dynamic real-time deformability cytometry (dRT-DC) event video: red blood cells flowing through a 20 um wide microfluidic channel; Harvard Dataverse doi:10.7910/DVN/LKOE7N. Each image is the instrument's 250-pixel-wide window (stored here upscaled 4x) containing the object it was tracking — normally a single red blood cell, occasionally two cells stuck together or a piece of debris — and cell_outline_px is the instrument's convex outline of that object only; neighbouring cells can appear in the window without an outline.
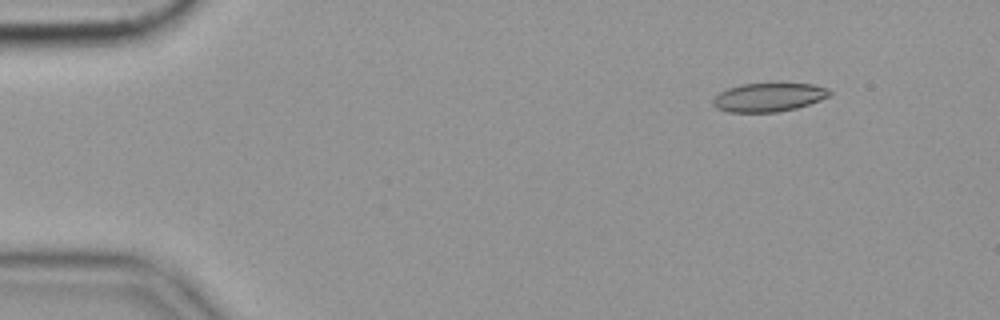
{"species": "common noctule bat (a hibernating species)", "species_latin": "Nyctalus noctula", "temperature_condition": "cold", "stored_images_in_passage": 51, "camera_frame_rate_fps": 3000, "um_per_image_px": 0.085, "animal": {"sex": "female", "body_mass_g": 19.9}, "frame": {"image": 1, "passage_image": 1, "time_ms": 0.0, "image_size_px": [1000, 320], "cell_outline_px": [[832, 92], [828, 96], [820, 100], [796, 108], [776, 112], [728, 112], [716, 108], [712, 104], [712, 100], [720, 92], [728, 88], [740, 84], [812, 84], [828, 88]], "centroid_in_image_um": [65.31, 8.27], "position_along_channel_um": 19.7, "area_um2": 19.31}}
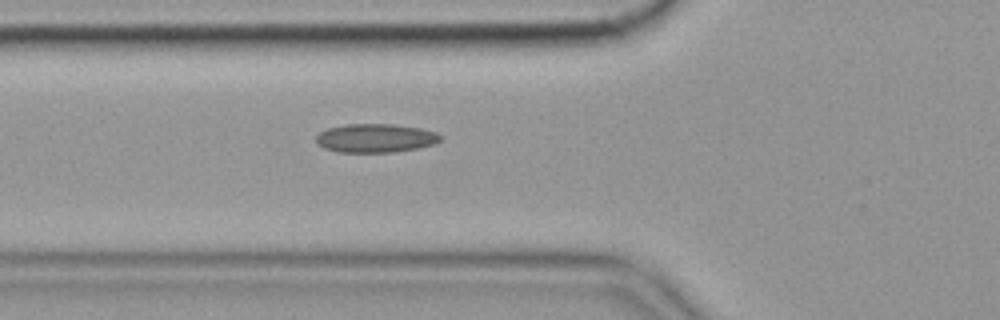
{"frame": {"image": 2, "passage_image": 15, "time_ms": 4.667, "image_size_px": [1000, 320], "cell_outline_px": [[440, 140], [436, 144], [416, 148], [392, 152], [340, 152], [324, 148], [316, 140], [316, 136], [320, 132], [328, 128], [344, 124], [396, 124], [420, 128], [436, 132], [440, 136]], "centroid_in_image_um": [31.93, 11.73], "position_along_channel_um": 93.9, "area_um2": 20.69}}
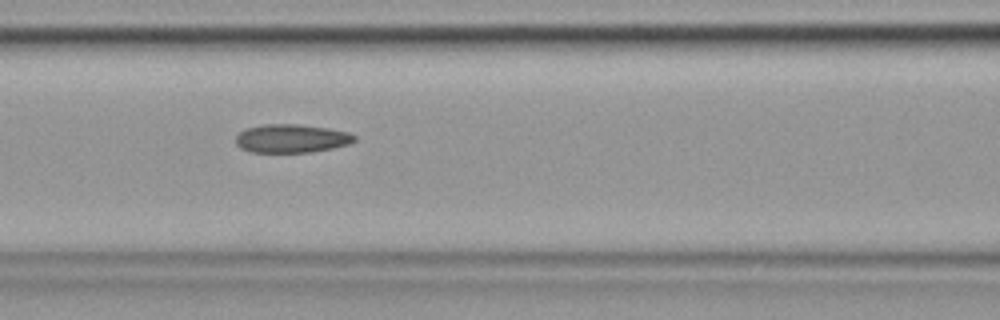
{"frame": {"image": 3, "passage_image": 19, "time_ms": 6.0, "image_size_px": [1000, 320], "cell_outline_px": [[356, 140], [348, 144], [332, 148], [308, 152], [252, 152], [240, 148], [236, 144], [236, 136], [244, 128], [264, 124], [296, 124], [328, 128], [348, 132], [356, 136]], "centroid_in_image_um": [24.75, 11.76], "position_along_channel_um": 141.8, "area_um2": 19.65}, "authors_computed_cell_mechanics": {"area_um2": 19.941, "velocity_mm_per_s": 3.5587, "shape_relaxation_time_tau1_ms": null, "shape_relaxation_time_tau2_ms": 4.2786, "deformation_change_tau1": null, "deformation_change_tau2": 0.1006}}